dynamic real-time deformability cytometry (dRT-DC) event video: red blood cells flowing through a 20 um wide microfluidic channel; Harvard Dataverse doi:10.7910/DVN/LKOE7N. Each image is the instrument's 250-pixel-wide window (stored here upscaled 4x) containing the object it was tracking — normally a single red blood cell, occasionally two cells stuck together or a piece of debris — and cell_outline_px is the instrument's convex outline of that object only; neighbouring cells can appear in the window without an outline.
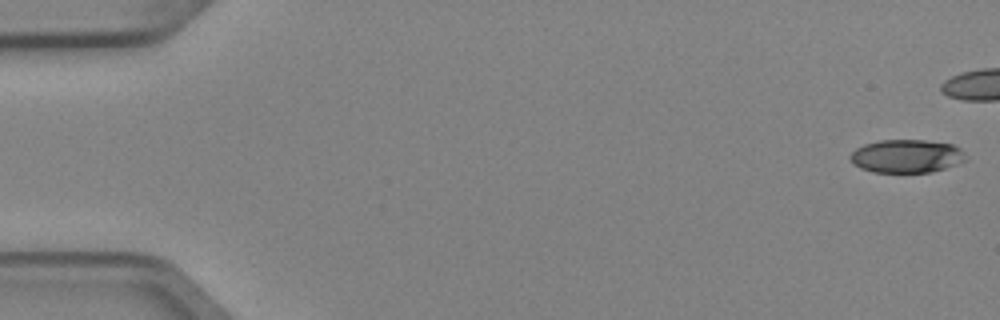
{"species": "Egyptian fruit bat (a non-hibernating species)", "species_latin": "Rousettus aegyptiacus", "temperature_condition": "cold", "stored_images_in_passage": 6, "camera_frame_rate_fps": 3000, "um_per_image_px": 0.085, "animal": {"sex": "female"}, "frame": {"image": 1, "passage_image": 1, "time_ms": 0.0, "image_size_px": [1000, 320], "cell_outline_px": [[964, 160], [956, 164], [932, 172], [872, 172], [860, 168], [852, 164], [848, 156], [856, 148], [864, 144], [880, 140], [924, 140], [952, 144], [960, 148]], "centroid_in_image_um": [76.98, 13.27], "position_along_channel_um": 8.0, "area_um2": 22.25}}
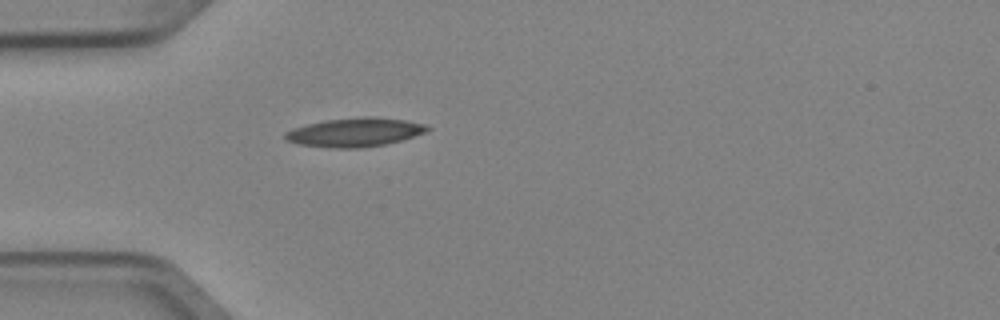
{"frame": {"image": 2, "passage_image": 6, "time_ms": 1.667, "image_size_px": [1000, 320], "cell_outline_px": [[432, 128], [428, 132], [400, 140], [384, 144], [360, 148], [332, 148], [296, 144], [288, 140], [284, 136], [284, 132], [292, 128], [324, 120], [360, 116], [376, 116], [404, 120], [424, 124]], "centroid_in_image_um": [30.16, 11.23], "position_along_channel_um": 54.8, "area_um2": 24.04}}